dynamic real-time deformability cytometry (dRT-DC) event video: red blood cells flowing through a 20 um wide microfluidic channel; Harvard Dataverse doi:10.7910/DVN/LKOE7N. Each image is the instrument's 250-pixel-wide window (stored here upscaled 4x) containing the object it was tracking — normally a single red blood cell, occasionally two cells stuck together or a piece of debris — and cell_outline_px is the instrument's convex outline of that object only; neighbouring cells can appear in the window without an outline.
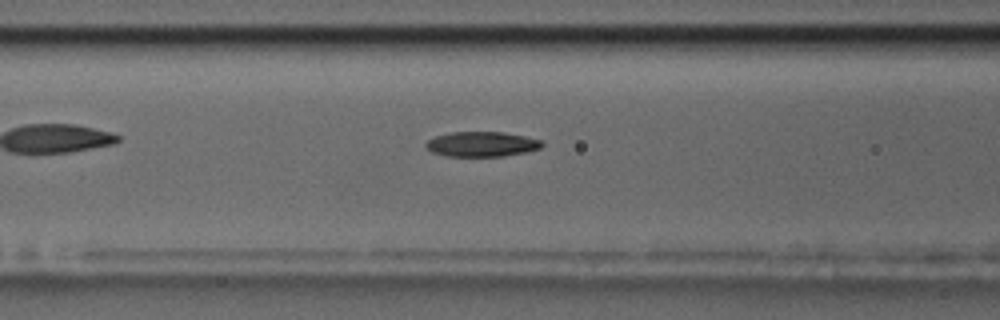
{"species": "common noctule bat (a hibernating species)", "species_latin": "Nyctalus noctula", "temperature_condition": "room temperature", "stored_images_in_passage": 56, "camera_frame_rate_fps": 3000, "um_per_image_px": 0.085, "animal": {"sex": "male", "body_mass_g": 17.5, "forearm_length_mm": 52.3}, "frame": {"image": 1, "passage_image": 23, "time_ms": 7.333, "image_size_px": [1000, 320], "cell_outline_px": [[544, 144], [540, 148], [524, 152], [504, 156], [444, 156], [432, 152], [424, 144], [428, 140], [436, 136], [452, 132], [504, 132], [524, 136], [540, 140]], "centroid_in_image_um": [40.93, 12.25], "position_along_channel_um": 125.7, "area_um2": 16.76}}
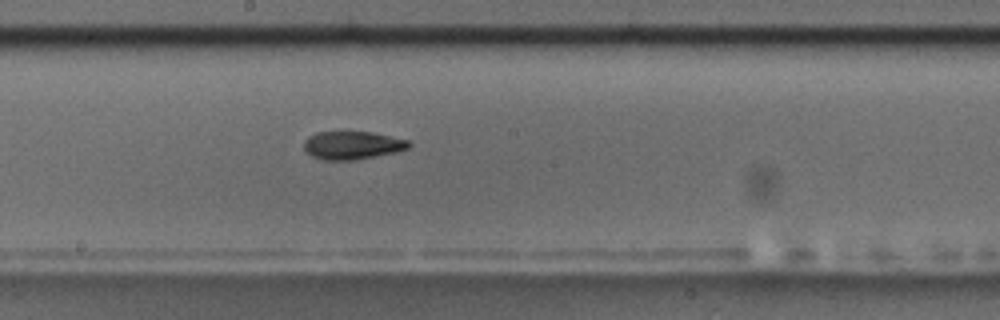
{"frame": {"image": 2, "passage_image": 31, "time_ms": 10.0, "image_size_px": [1000, 320], "cell_outline_px": [[412, 144], [408, 148], [396, 152], [356, 160], [324, 160], [312, 156], [304, 152], [304, 140], [308, 136], [316, 132], [372, 132], [408, 140]], "centroid_in_image_um": [29.92, 12.35], "position_along_channel_um": 218.3, "area_um2": 17.28}}
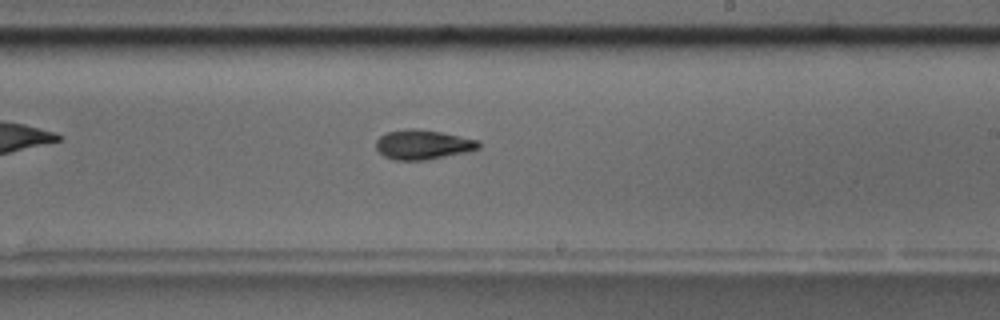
{"frame": {"image": 3, "passage_image": 34, "time_ms": 11.0, "image_size_px": [1000, 320], "cell_outline_px": [[480, 148], [468, 152], [424, 160], [396, 160], [384, 156], [376, 148], [376, 140], [380, 136], [388, 132], [408, 128], [416, 128], [440, 132], [480, 140]], "centroid_in_image_um": [35.96, 12.29], "position_along_channel_um": 253.0, "area_um2": 17.69}}